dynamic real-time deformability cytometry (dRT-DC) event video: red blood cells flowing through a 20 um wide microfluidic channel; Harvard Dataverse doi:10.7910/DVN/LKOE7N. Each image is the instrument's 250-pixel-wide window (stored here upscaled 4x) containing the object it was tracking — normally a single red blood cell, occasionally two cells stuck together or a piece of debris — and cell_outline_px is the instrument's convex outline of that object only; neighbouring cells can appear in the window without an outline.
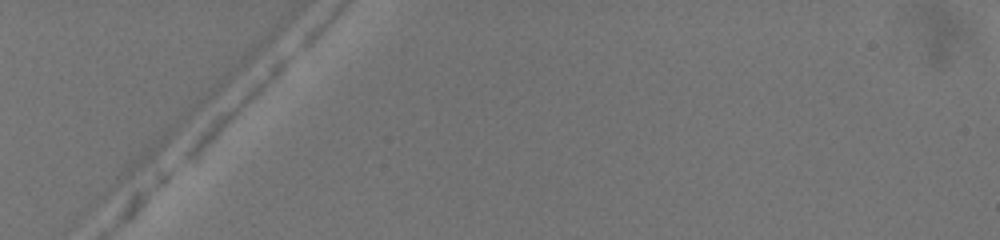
{"species": "common noctule bat (a hibernating species)", "species_latin": "Nyctalus noctula", "temperature_condition": "warm", "stored_images_in_passage": 3, "camera_frame_rate_fps": 3000, "um_per_image_px": 0.085, "animal": {"sex": "female", "body_mass_g": 19.5, "forearm_length_mm": 54.1}, "frame": {"image": 1, "passage_image": 1, "time_ms": 0.0, "image_size_px": [1000, 240], "cell_outline_px": [[292, 56], [228, 120], [188, 156], [180, 160], [180, 156], [196, 136], [220, 112], [280, 56], [292, 52]], "centroid_in_image_um": [20.01, 8.93], "position_along_channel_um": 65.0, "area_um2": 10.23}}